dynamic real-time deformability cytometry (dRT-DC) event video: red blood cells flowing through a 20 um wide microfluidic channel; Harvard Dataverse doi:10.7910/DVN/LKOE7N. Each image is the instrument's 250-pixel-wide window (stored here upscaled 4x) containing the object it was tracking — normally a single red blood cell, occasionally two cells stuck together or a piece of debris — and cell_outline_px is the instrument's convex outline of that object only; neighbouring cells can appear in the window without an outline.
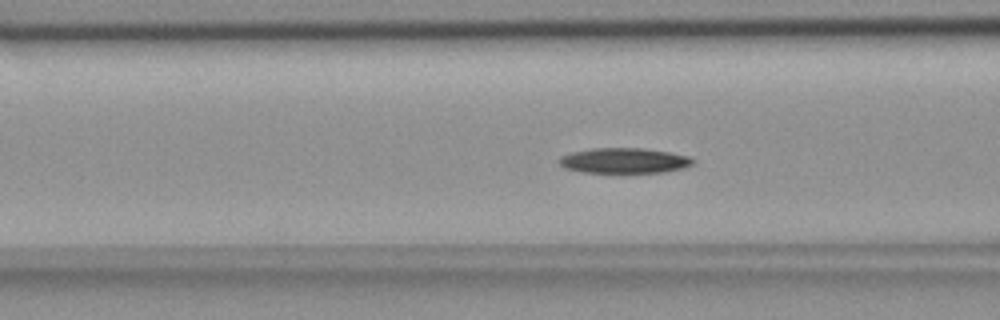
{"species": "common noctule bat (a hibernating species)", "species_latin": "Nyctalus noctula", "temperature_condition": "room temperature", "stored_images_in_passage": 56, "camera_frame_rate_fps": 3000, "um_per_image_px": 0.085, "animal": {"sex": "female", "body_mass_g": 18.4}, "frame": {"image": 1, "passage_image": 22, "time_ms": 7.0, "image_size_px": [1000, 320], "cell_outline_px": [[692, 164], [684, 168], [664, 172], [580, 172], [568, 168], [560, 164], [556, 160], [560, 156], [572, 152], [592, 148], [644, 148], [668, 152], [688, 156], [692, 160]], "centroid_in_image_um": [53.02, 13.64], "position_along_channel_um": 113.6, "area_um2": 19.54}}
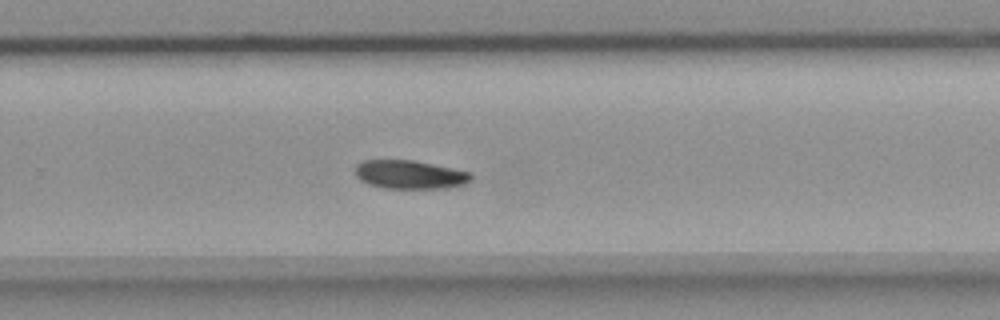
{"frame": {"image": 2, "passage_image": 37, "time_ms": 12.0, "image_size_px": [1000, 320], "cell_outline_px": [[472, 180], [464, 184], [444, 188], [384, 188], [368, 184], [360, 180], [356, 176], [356, 164], [364, 160], [412, 160], [472, 172]], "centroid_in_image_um": [34.83, 14.84], "position_along_channel_um": 295.0, "area_um2": 19.25}}
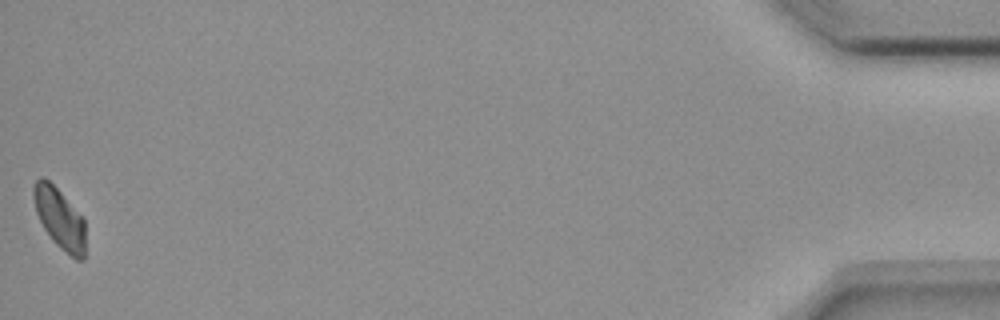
{"frame": {"image": 3, "passage_image": 56, "time_ms": 18.333, "image_size_px": [1000, 320], "cell_outline_px": [[84, 260], [76, 260], [60, 248], [52, 240], [44, 228], [36, 212], [32, 196], [32, 184], [40, 176], [44, 176], [84, 216]], "centroid_in_image_um": [5.05, 18.54], "position_along_channel_um": 430.2, "area_um2": 18.5}, "authors_computed_cell_mechanics": {"area_um2": 19.4497, "velocity_mm_per_s": 3.642, "shape_relaxation_time_tau1_ms": 3.2867, "shape_relaxation_time_tau2_ms": null, "deformation_change_tau1": 0.1028, "deformation_change_tau2": null}}